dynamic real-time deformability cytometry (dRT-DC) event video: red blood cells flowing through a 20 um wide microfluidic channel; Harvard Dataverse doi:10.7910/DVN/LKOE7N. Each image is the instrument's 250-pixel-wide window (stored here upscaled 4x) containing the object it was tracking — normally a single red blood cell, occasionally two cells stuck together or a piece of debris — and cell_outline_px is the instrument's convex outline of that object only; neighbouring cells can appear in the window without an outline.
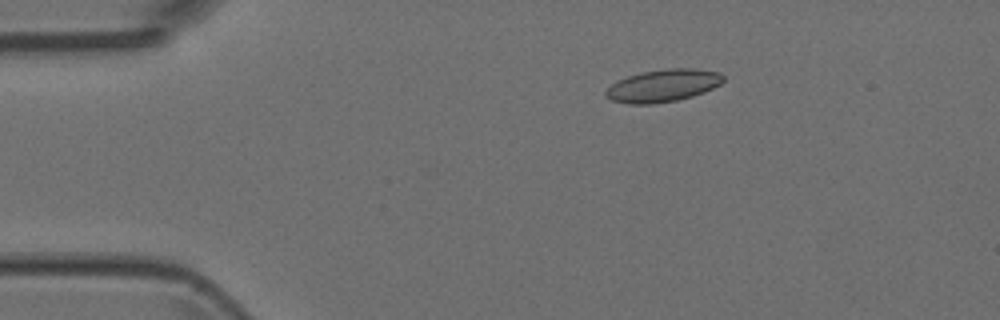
{"species": "Egyptian fruit bat (a non-hibernating species)", "species_latin": "Rousettus aegyptiacus", "temperature_condition": "room temperature", "stored_images_in_passage": 6, "camera_frame_rate_fps": 3000, "um_per_image_px": 0.085, "animal": {"sex": "female"}, "frame": {"image": 1, "passage_image": 1, "time_ms": 0.0, "image_size_px": [1000, 320], "cell_outline_px": [[724, 80], [720, 84], [704, 92], [692, 96], [676, 100], [652, 104], [628, 104], [612, 100], [604, 96], [604, 92], [612, 84], [628, 76], [640, 72], [668, 68], [692, 68], [720, 72], [724, 76]], "centroid_in_image_um": [56.36, 7.27], "position_along_channel_um": 28.6, "area_um2": 22.2}}
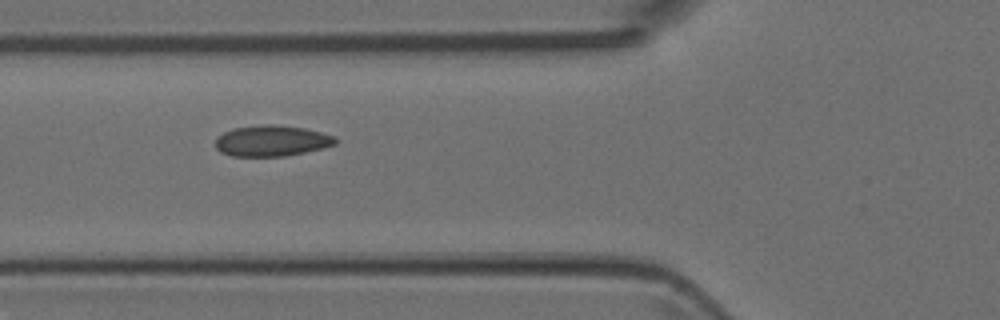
{"frame": {"image": 2, "passage_image": 4, "time_ms": 1.0, "image_size_px": [1000, 320], "cell_outline_px": [[336, 144], [324, 148], [284, 156], [232, 156], [220, 152], [216, 148], [216, 136], [232, 128], [268, 124], [272, 124], [304, 128], [336, 136]], "centroid_in_image_um": [23.08, 11.97], "position_along_channel_um": 102.7, "area_um2": 21.62}}
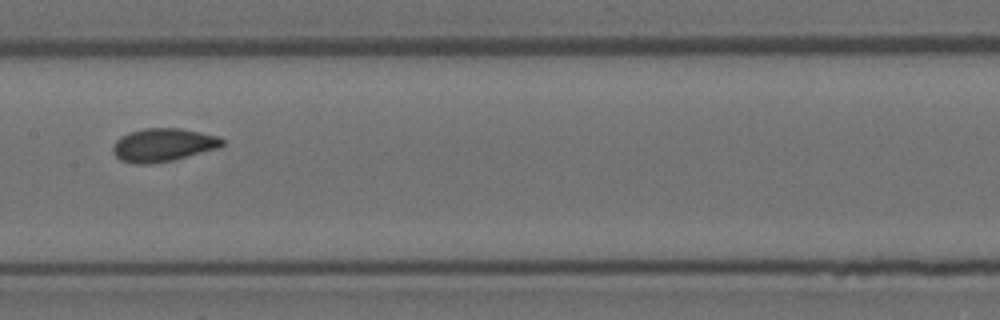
{"frame": {"image": 3, "passage_image": 6, "time_ms": 1.667, "image_size_px": [1000, 320], "cell_outline_px": [[224, 144], [220, 148], [172, 160], [152, 164], [136, 164], [120, 160], [112, 152], [112, 144], [120, 136], [128, 132], [144, 128], [180, 128], [220, 136], [224, 140]], "centroid_in_image_um": [13.85, 12.31], "position_along_channel_um": 193.5, "area_um2": 21.44}}